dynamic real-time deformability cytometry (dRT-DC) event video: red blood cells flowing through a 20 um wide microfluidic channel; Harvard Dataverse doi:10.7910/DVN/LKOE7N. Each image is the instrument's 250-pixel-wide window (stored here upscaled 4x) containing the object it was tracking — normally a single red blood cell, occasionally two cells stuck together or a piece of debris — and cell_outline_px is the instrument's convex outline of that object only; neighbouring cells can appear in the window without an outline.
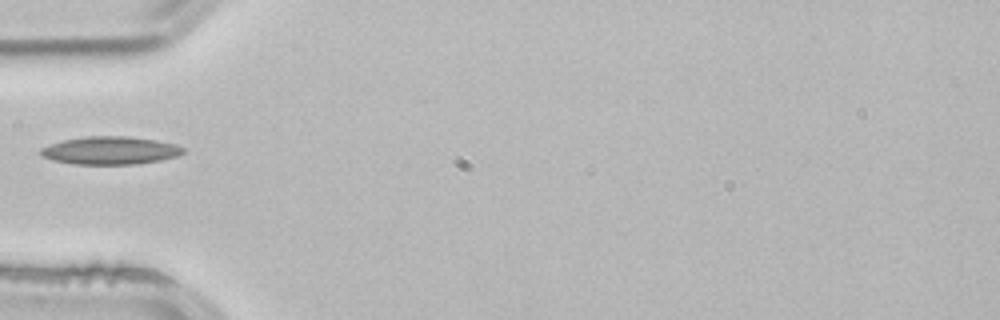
{"species": "common noctule bat (a hibernating species)", "species_latin": "Nyctalus noctula", "temperature_condition": "room temperature", "stored_images_in_passage": 3, "camera_frame_rate_fps": 3000, "um_per_image_px": 0.085, "animal": {"sex": "male", "body_mass_g": 21.5, "forearm_length_mm": 52.0}, "frame": {"image": 1, "passage_image": 3, "time_ms": 0.667, "image_size_px": [1000, 320], "cell_outline_px": [[188, 148], [184, 152], [176, 156], [160, 160], [136, 164], [72, 164], [52, 160], [40, 156], [40, 148], [64, 140], [88, 136], [128, 136], [156, 140], [176, 144]], "centroid_in_image_um": [9.39, 12.79], "position_along_channel_um": 75.6, "area_um2": 23.24}}